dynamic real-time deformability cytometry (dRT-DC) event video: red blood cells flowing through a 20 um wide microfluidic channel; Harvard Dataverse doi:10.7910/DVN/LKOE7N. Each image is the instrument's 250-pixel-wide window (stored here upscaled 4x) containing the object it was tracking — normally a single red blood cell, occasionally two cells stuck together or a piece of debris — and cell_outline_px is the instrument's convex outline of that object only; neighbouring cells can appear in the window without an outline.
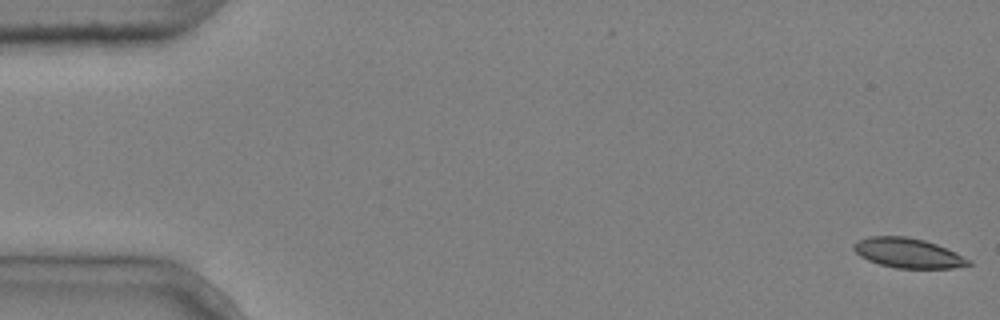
{"species": "common noctule bat (a hibernating species)", "species_latin": "Nyctalus noctula", "temperature_condition": "cold", "stored_images_in_passage": 6, "camera_frame_rate_fps": 3000, "um_per_image_px": 0.085, "animal": {"sex": "male", "body_mass_g": 20.4}, "frame": {"image": 1, "passage_image": 1, "time_ms": 0.0, "image_size_px": [1000, 320], "cell_outline_px": [[972, 264], [952, 268], [896, 268], [880, 264], [868, 260], [860, 256], [852, 248], [852, 244], [856, 240], [868, 236], [908, 236], [924, 240], [936, 244], [972, 260]], "centroid_in_image_um": [77.14, 21.49], "position_along_channel_um": 7.9, "area_um2": 19.94}}
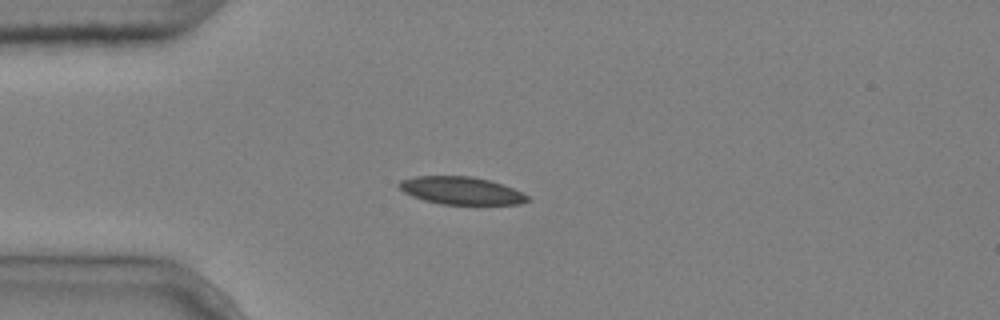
{"frame": {"image": 2, "passage_image": 4, "time_ms": 1.0, "image_size_px": [1000, 320], "cell_outline_px": [[532, 200], [520, 204], [440, 204], [424, 200], [412, 196], [404, 192], [396, 184], [400, 180], [416, 176], [472, 176], [504, 184], [528, 196]], "centroid_in_image_um": [39.19, 16.2], "position_along_channel_um": 45.8, "area_um2": 20.69}}
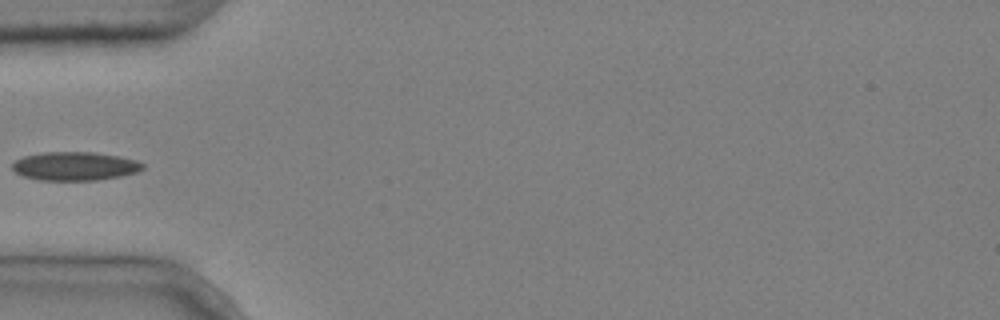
{"frame": {"image": 3, "passage_image": 5, "time_ms": 1.333, "image_size_px": [1000, 320], "cell_outline_px": [[144, 168], [136, 172], [120, 176], [96, 180], [40, 180], [24, 176], [16, 172], [12, 168], [12, 164], [16, 160], [24, 156], [40, 152], [92, 152], [120, 156], [136, 160], [144, 164]], "centroid_in_image_um": [6.37, 14.11], "position_along_channel_um": 78.6, "area_um2": 21.68}}